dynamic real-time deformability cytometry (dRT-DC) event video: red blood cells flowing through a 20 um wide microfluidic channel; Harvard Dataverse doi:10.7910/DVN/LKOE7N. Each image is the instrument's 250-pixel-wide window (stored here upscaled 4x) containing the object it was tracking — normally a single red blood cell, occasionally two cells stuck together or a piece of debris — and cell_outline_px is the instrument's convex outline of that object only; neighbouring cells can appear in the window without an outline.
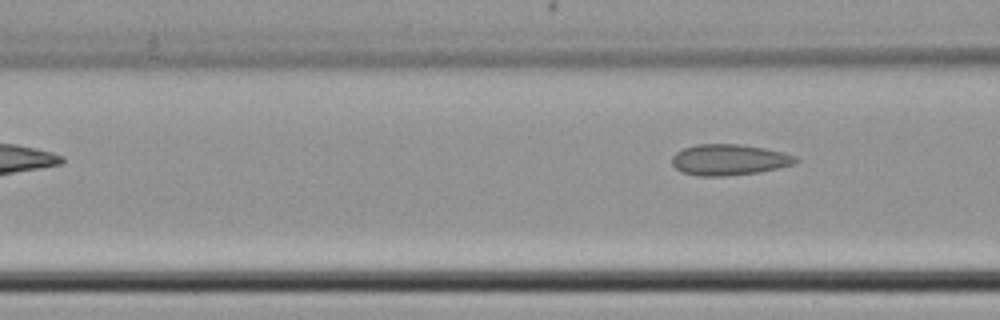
{"species": "common noctule bat (a hibernating species)", "species_latin": "Nyctalus noctula", "temperature_condition": "cold", "stored_images_in_passage": 3, "camera_frame_rate_fps": 3000, "um_per_image_px": 0.085, "animal": {"sex": "female", "body_mass_g": 22.7, "forearm_length_mm": 54.2}, "frame": {"image": 1, "passage_image": 3, "time_ms": 2.667, "image_size_px": [1000, 320], "cell_outline_px": [[800, 160], [796, 164], [780, 168], [760, 172], [724, 176], [696, 176], [680, 172], [672, 164], [672, 156], [676, 152], [684, 148], [696, 144], [740, 144], [764, 148], [784, 152], [796, 156]], "centroid_in_image_um": [62.0, 13.58], "position_along_channel_um": 104.6, "area_um2": 22.66}}